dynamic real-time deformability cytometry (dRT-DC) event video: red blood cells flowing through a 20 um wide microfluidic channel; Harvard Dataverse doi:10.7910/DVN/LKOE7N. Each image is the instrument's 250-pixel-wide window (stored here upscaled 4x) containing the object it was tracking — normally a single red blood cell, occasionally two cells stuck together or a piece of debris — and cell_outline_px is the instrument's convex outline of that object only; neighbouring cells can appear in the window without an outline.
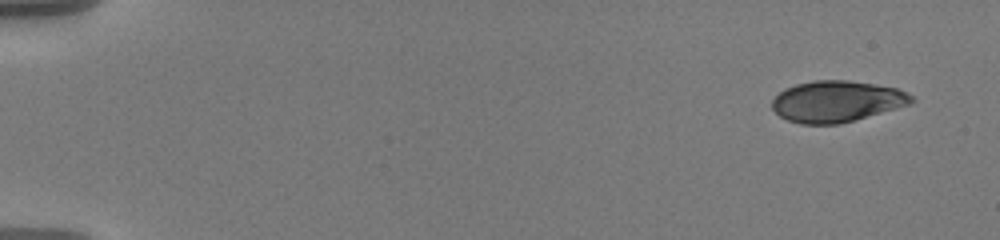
{"species": "human", "species_latin": "Homo sapiens", "temperature_condition": "warm", "stored_images_in_passage": 12, "camera_frame_rate_fps": 3000, "um_per_image_px": 0.085, "donor": {"sex": "male"}, "frame": {"image": 1, "passage_image": 1, "time_ms": 0.0, "image_size_px": [1000, 240], "cell_outline_px": [[916, 100], [912, 104], [840, 124], [800, 124], [788, 120], [780, 116], [772, 108], [772, 100], [784, 88], [796, 84], [816, 80], [848, 80], [896, 88], [912, 96]], "centroid_in_image_um": [71.12, 8.62], "position_along_channel_um": 13.9, "area_um2": 33.41}}